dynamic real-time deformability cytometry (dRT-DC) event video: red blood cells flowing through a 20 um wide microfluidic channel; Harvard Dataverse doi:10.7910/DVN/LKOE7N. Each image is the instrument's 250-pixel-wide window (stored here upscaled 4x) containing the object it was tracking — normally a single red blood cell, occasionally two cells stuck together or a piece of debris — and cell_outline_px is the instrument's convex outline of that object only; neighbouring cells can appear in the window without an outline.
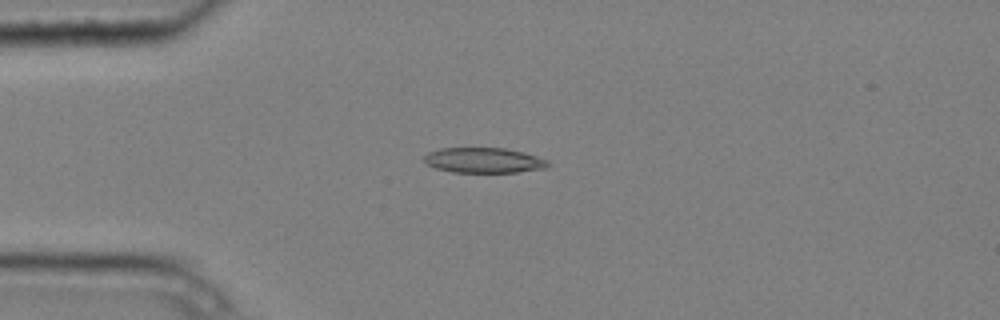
{"species": "common noctule bat (a hibernating species)", "species_latin": "Nyctalus noctula", "temperature_condition": "cold", "stored_images_in_passage": 5, "camera_frame_rate_fps": 3000, "um_per_image_px": 0.085, "animal": {"sex": "male", "body_mass_g": 20.4}, "frame": {"image": 1, "passage_image": 3, "time_ms": 0.667, "image_size_px": [1000, 320], "cell_outline_px": [[552, 164], [548, 168], [516, 172], [452, 172], [436, 168], [428, 164], [424, 160], [424, 156], [428, 152], [440, 148], [504, 148], [524, 152], [548, 160]], "centroid_in_image_um": [41.16, 13.62], "position_along_channel_um": 43.8, "area_um2": 18.26}}
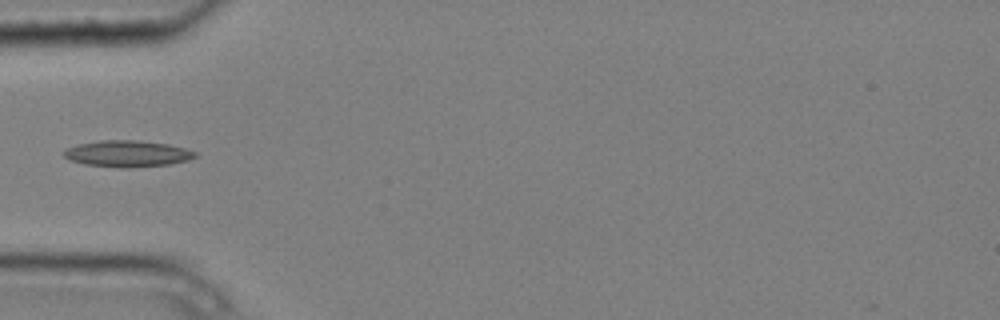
{"frame": {"image": 2, "passage_image": 4, "time_ms": 1.0, "image_size_px": [1000, 320], "cell_outline_px": [[200, 152], [196, 156], [188, 160], [168, 164], [128, 168], [120, 168], [84, 164], [72, 160], [64, 156], [60, 152], [64, 148], [76, 144], [100, 140], [136, 140], [168, 144]], "centroid_in_image_um": [10.79, 13.05], "position_along_channel_um": 74.2, "area_um2": 20.4}}
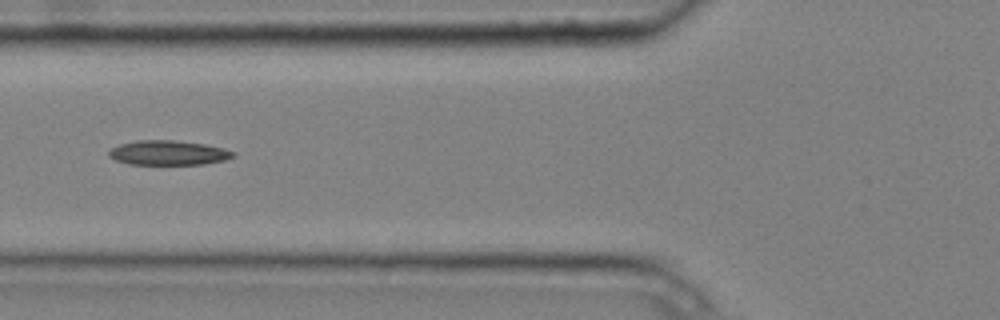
{"frame": {"image": 3, "passage_image": 5, "time_ms": 1.333, "image_size_px": [1000, 320], "cell_outline_px": [[236, 156], [224, 160], [204, 164], [128, 164], [116, 160], [108, 156], [108, 148], [120, 144], [136, 140], [176, 140], [204, 144], [224, 148], [236, 152]], "centroid_in_image_um": [14.29, 12.98], "position_along_channel_um": 111.5, "area_um2": 17.98}}